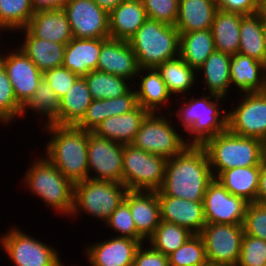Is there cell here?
<instances>
[{"label":"cell","mask_w":266,"mask_h":266,"mask_svg":"<svg viewBox=\"0 0 266 266\" xmlns=\"http://www.w3.org/2000/svg\"><path fill=\"white\" fill-rule=\"evenodd\" d=\"M213 179L205 148L202 145H188L181 153L167 159L163 185L157 195L203 202Z\"/></svg>","instance_id":"obj_1"},{"label":"cell","mask_w":266,"mask_h":266,"mask_svg":"<svg viewBox=\"0 0 266 266\" xmlns=\"http://www.w3.org/2000/svg\"><path fill=\"white\" fill-rule=\"evenodd\" d=\"M51 138L45 157L73 184L88 179V131L74 125H44Z\"/></svg>","instance_id":"obj_2"},{"label":"cell","mask_w":266,"mask_h":266,"mask_svg":"<svg viewBox=\"0 0 266 266\" xmlns=\"http://www.w3.org/2000/svg\"><path fill=\"white\" fill-rule=\"evenodd\" d=\"M202 146L207 152L214 178L225 170L260 166L265 155L264 141L236 135L229 129L209 138Z\"/></svg>","instance_id":"obj_3"},{"label":"cell","mask_w":266,"mask_h":266,"mask_svg":"<svg viewBox=\"0 0 266 266\" xmlns=\"http://www.w3.org/2000/svg\"><path fill=\"white\" fill-rule=\"evenodd\" d=\"M192 97L189 99L185 97L186 100L183 102L185 105L175 110L176 117L181 121L184 131L186 130L192 137L189 145H203L209 138L228 128V111L219 106L220 101L225 97L215 94L208 96L206 94L199 98Z\"/></svg>","instance_id":"obj_4"},{"label":"cell","mask_w":266,"mask_h":266,"mask_svg":"<svg viewBox=\"0 0 266 266\" xmlns=\"http://www.w3.org/2000/svg\"><path fill=\"white\" fill-rule=\"evenodd\" d=\"M139 68H156L179 57L180 33L175 26L147 19L128 40Z\"/></svg>","instance_id":"obj_5"},{"label":"cell","mask_w":266,"mask_h":266,"mask_svg":"<svg viewBox=\"0 0 266 266\" xmlns=\"http://www.w3.org/2000/svg\"><path fill=\"white\" fill-rule=\"evenodd\" d=\"M33 161L25 173V186L50 208L65 215L73 209L74 184L45 156Z\"/></svg>","instance_id":"obj_6"},{"label":"cell","mask_w":266,"mask_h":266,"mask_svg":"<svg viewBox=\"0 0 266 266\" xmlns=\"http://www.w3.org/2000/svg\"><path fill=\"white\" fill-rule=\"evenodd\" d=\"M128 188L123 183L86 179L74 184L71 216L82 213L105 222L124 201ZM90 214V215H89Z\"/></svg>","instance_id":"obj_7"},{"label":"cell","mask_w":266,"mask_h":266,"mask_svg":"<svg viewBox=\"0 0 266 266\" xmlns=\"http://www.w3.org/2000/svg\"><path fill=\"white\" fill-rule=\"evenodd\" d=\"M166 162L162 156L124 144L122 183L128 190L158 191L163 185Z\"/></svg>","instance_id":"obj_8"},{"label":"cell","mask_w":266,"mask_h":266,"mask_svg":"<svg viewBox=\"0 0 266 266\" xmlns=\"http://www.w3.org/2000/svg\"><path fill=\"white\" fill-rule=\"evenodd\" d=\"M171 123L165 114L149 113L131 144L166 159L178 155L189 145V139L182 138Z\"/></svg>","instance_id":"obj_9"},{"label":"cell","mask_w":266,"mask_h":266,"mask_svg":"<svg viewBox=\"0 0 266 266\" xmlns=\"http://www.w3.org/2000/svg\"><path fill=\"white\" fill-rule=\"evenodd\" d=\"M13 227L2 234L0 246L15 266H64L55 248Z\"/></svg>","instance_id":"obj_10"},{"label":"cell","mask_w":266,"mask_h":266,"mask_svg":"<svg viewBox=\"0 0 266 266\" xmlns=\"http://www.w3.org/2000/svg\"><path fill=\"white\" fill-rule=\"evenodd\" d=\"M207 262L216 266H236L244 235L242 224L206 223L200 233Z\"/></svg>","instance_id":"obj_11"},{"label":"cell","mask_w":266,"mask_h":266,"mask_svg":"<svg viewBox=\"0 0 266 266\" xmlns=\"http://www.w3.org/2000/svg\"><path fill=\"white\" fill-rule=\"evenodd\" d=\"M237 107L228 111V128L242 137L266 142V91L240 95Z\"/></svg>","instance_id":"obj_12"},{"label":"cell","mask_w":266,"mask_h":266,"mask_svg":"<svg viewBox=\"0 0 266 266\" xmlns=\"http://www.w3.org/2000/svg\"><path fill=\"white\" fill-rule=\"evenodd\" d=\"M122 170L123 144L88 131V179L122 183Z\"/></svg>","instance_id":"obj_13"},{"label":"cell","mask_w":266,"mask_h":266,"mask_svg":"<svg viewBox=\"0 0 266 266\" xmlns=\"http://www.w3.org/2000/svg\"><path fill=\"white\" fill-rule=\"evenodd\" d=\"M74 38L108 39L109 13L93 0H69L63 7Z\"/></svg>","instance_id":"obj_14"},{"label":"cell","mask_w":266,"mask_h":266,"mask_svg":"<svg viewBox=\"0 0 266 266\" xmlns=\"http://www.w3.org/2000/svg\"><path fill=\"white\" fill-rule=\"evenodd\" d=\"M248 202L232 195L215 178L209 183L203 199L206 223L243 224Z\"/></svg>","instance_id":"obj_15"},{"label":"cell","mask_w":266,"mask_h":266,"mask_svg":"<svg viewBox=\"0 0 266 266\" xmlns=\"http://www.w3.org/2000/svg\"><path fill=\"white\" fill-rule=\"evenodd\" d=\"M16 48V52H9L10 54L0 53V60L4 64L16 100L24 106L43 79V73L21 49Z\"/></svg>","instance_id":"obj_16"},{"label":"cell","mask_w":266,"mask_h":266,"mask_svg":"<svg viewBox=\"0 0 266 266\" xmlns=\"http://www.w3.org/2000/svg\"><path fill=\"white\" fill-rule=\"evenodd\" d=\"M97 71L117 75L128 80L137 78L139 66L136 55L128 41L101 39V52Z\"/></svg>","instance_id":"obj_17"},{"label":"cell","mask_w":266,"mask_h":266,"mask_svg":"<svg viewBox=\"0 0 266 266\" xmlns=\"http://www.w3.org/2000/svg\"><path fill=\"white\" fill-rule=\"evenodd\" d=\"M142 243L126 237H111L86 246L89 266H133L136 251Z\"/></svg>","instance_id":"obj_18"},{"label":"cell","mask_w":266,"mask_h":266,"mask_svg":"<svg viewBox=\"0 0 266 266\" xmlns=\"http://www.w3.org/2000/svg\"><path fill=\"white\" fill-rule=\"evenodd\" d=\"M124 202L129 206L137 233L148 240L161 222L157 191L128 190Z\"/></svg>","instance_id":"obj_19"},{"label":"cell","mask_w":266,"mask_h":266,"mask_svg":"<svg viewBox=\"0 0 266 266\" xmlns=\"http://www.w3.org/2000/svg\"><path fill=\"white\" fill-rule=\"evenodd\" d=\"M161 220L174 223L188 229L193 234H200L206 225L203 202L158 195Z\"/></svg>","instance_id":"obj_20"},{"label":"cell","mask_w":266,"mask_h":266,"mask_svg":"<svg viewBox=\"0 0 266 266\" xmlns=\"http://www.w3.org/2000/svg\"><path fill=\"white\" fill-rule=\"evenodd\" d=\"M25 29L33 37L65 45L73 38L63 9L36 11Z\"/></svg>","instance_id":"obj_21"},{"label":"cell","mask_w":266,"mask_h":266,"mask_svg":"<svg viewBox=\"0 0 266 266\" xmlns=\"http://www.w3.org/2000/svg\"><path fill=\"white\" fill-rule=\"evenodd\" d=\"M137 106L138 101L134 88H131L126 94L117 98L93 99L85 115L75 126L93 132L106 118L128 113Z\"/></svg>","instance_id":"obj_22"},{"label":"cell","mask_w":266,"mask_h":266,"mask_svg":"<svg viewBox=\"0 0 266 266\" xmlns=\"http://www.w3.org/2000/svg\"><path fill=\"white\" fill-rule=\"evenodd\" d=\"M231 85H235L239 93L266 91V68L264 63L247 55L236 53L230 61Z\"/></svg>","instance_id":"obj_23"},{"label":"cell","mask_w":266,"mask_h":266,"mask_svg":"<svg viewBox=\"0 0 266 266\" xmlns=\"http://www.w3.org/2000/svg\"><path fill=\"white\" fill-rule=\"evenodd\" d=\"M149 112L138 105L134 110L103 120L93 131L97 136L121 144H131Z\"/></svg>","instance_id":"obj_24"},{"label":"cell","mask_w":266,"mask_h":266,"mask_svg":"<svg viewBox=\"0 0 266 266\" xmlns=\"http://www.w3.org/2000/svg\"><path fill=\"white\" fill-rule=\"evenodd\" d=\"M147 19L141 0H125L109 13L110 38L128 41Z\"/></svg>","instance_id":"obj_25"},{"label":"cell","mask_w":266,"mask_h":266,"mask_svg":"<svg viewBox=\"0 0 266 266\" xmlns=\"http://www.w3.org/2000/svg\"><path fill=\"white\" fill-rule=\"evenodd\" d=\"M101 52V39L72 38L65 48L62 66L78 76L96 70Z\"/></svg>","instance_id":"obj_26"},{"label":"cell","mask_w":266,"mask_h":266,"mask_svg":"<svg viewBox=\"0 0 266 266\" xmlns=\"http://www.w3.org/2000/svg\"><path fill=\"white\" fill-rule=\"evenodd\" d=\"M238 53L265 64L266 16L261 11L251 15H241Z\"/></svg>","instance_id":"obj_27"},{"label":"cell","mask_w":266,"mask_h":266,"mask_svg":"<svg viewBox=\"0 0 266 266\" xmlns=\"http://www.w3.org/2000/svg\"><path fill=\"white\" fill-rule=\"evenodd\" d=\"M216 0H179L178 18L175 27L179 32H194L211 29Z\"/></svg>","instance_id":"obj_28"},{"label":"cell","mask_w":266,"mask_h":266,"mask_svg":"<svg viewBox=\"0 0 266 266\" xmlns=\"http://www.w3.org/2000/svg\"><path fill=\"white\" fill-rule=\"evenodd\" d=\"M24 33V42L20 48L44 73L63 64L65 44L50 42L48 40L33 37L26 29L18 30Z\"/></svg>","instance_id":"obj_29"},{"label":"cell","mask_w":266,"mask_h":266,"mask_svg":"<svg viewBox=\"0 0 266 266\" xmlns=\"http://www.w3.org/2000/svg\"><path fill=\"white\" fill-rule=\"evenodd\" d=\"M138 76L141 77L138 79L141 80L139 90L135 89L138 105L149 113H161L163 106L172 98L159 72L156 68H139Z\"/></svg>","instance_id":"obj_30"},{"label":"cell","mask_w":266,"mask_h":266,"mask_svg":"<svg viewBox=\"0 0 266 266\" xmlns=\"http://www.w3.org/2000/svg\"><path fill=\"white\" fill-rule=\"evenodd\" d=\"M231 55L221 51H213L206 61L197 69L202 71L204 89L208 94L226 97L231 87L230 79Z\"/></svg>","instance_id":"obj_31"},{"label":"cell","mask_w":266,"mask_h":266,"mask_svg":"<svg viewBox=\"0 0 266 266\" xmlns=\"http://www.w3.org/2000/svg\"><path fill=\"white\" fill-rule=\"evenodd\" d=\"M93 101L84 77L79 76L69 91L60 99L59 118L55 125H76Z\"/></svg>","instance_id":"obj_32"},{"label":"cell","mask_w":266,"mask_h":266,"mask_svg":"<svg viewBox=\"0 0 266 266\" xmlns=\"http://www.w3.org/2000/svg\"><path fill=\"white\" fill-rule=\"evenodd\" d=\"M241 14L217 10L211 32L217 51L234 55L240 45Z\"/></svg>","instance_id":"obj_33"},{"label":"cell","mask_w":266,"mask_h":266,"mask_svg":"<svg viewBox=\"0 0 266 266\" xmlns=\"http://www.w3.org/2000/svg\"><path fill=\"white\" fill-rule=\"evenodd\" d=\"M260 166L238 167L221 172L218 180L232 195L256 202Z\"/></svg>","instance_id":"obj_34"},{"label":"cell","mask_w":266,"mask_h":266,"mask_svg":"<svg viewBox=\"0 0 266 266\" xmlns=\"http://www.w3.org/2000/svg\"><path fill=\"white\" fill-rule=\"evenodd\" d=\"M179 33V56L197 70L216 50L211 29Z\"/></svg>","instance_id":"obj_35"},{"label":"cell","mask_w":266,"mask_h":266,"mask_svg":"<svg viewBox=\"0 0 266 266\" xmlns=\"http://www.w3.org/2000/svg\"><path fill=\"white\" fill-rule=\"evenodd\" d=\"M159 72L162 80L165 82V85L168 89V92L175 95H183L184 93L189 96L191 87L195 85L197 70L190 67L180 56L156 67Z\"/></svg>","instance_id":"obj_36"},{"label":"cell","mask_w":266,"mask_h":266,"mask_svg":"<svg viewBox=\"0 0 266 266\" xmlns=\"http://www.w3.org/2000/svg\"><path fill=\"white\" fill-rule=\"evenodd\" d=\"M93 99L117 98L126 94L132 86L126 78L93 70L83 76Z\"/></svg>","instance_id":"obj_37"},{"label":"cell","mask_w":266,"mask_h":266,"mask_svg":"<svg viewBox=\"0 0 266 266\" xmlns=\"http://www.w3.org/2000/svg\"><path fill=\"white\" fill-rule=\"evenodd\" d=\"M29 108V109H28ZM27 110H34L35 114L47 117L44 125L53 124L60 114V98L43 78L30 100L22 108L21 116L27 114Z\"/></svg>","instance_id":"obj_38"},{"label":"cell","mask_w":266,"mask_h":266,"mask_svg":"<svg viewBox=\"0 0 266 266\" xmlns=\"http://www.w3.org/2000/svg\"><path fill=\"white\" fill-rule=\"evenodd\" d=\"M192 235L193 233L184 227L161 220L147 242L154 249L168 256L181 247Z\"/></svg>","instance_id":"obj_39"},{"label":"cell","mask_w":266,"mask_h":266,"mask_svg":"<svg viewBox=\"0 0 266 266\" xmlns=\"http://www.w3.org/2000/svg\"><path fill=\"white\" fill-rule=\"evenodd\" d=\"M34 13L31 0H0V33L25 29Z\"/></svg>","instance_id":"obj_40"},{"label":"cell","mask_w":266,"mask_h":266,"mask_svg":"<svg viewBox=\"0 0 266 266\" xmlns=\"http://www.w3.org/2000/svg\"><path fill=\"white\" fill-rule=\"evenodd\" d=\"M169 266H206L205 245L200 234H193L177 250L168 255Z\"/></svg>","instance_id":"obj_41"},{"label":"cell","mask_w":266,"mask_h":266,"mask_svg":"<svg viewBox=\"0 0 266 266\" xmlns=\"http://www.w3.org/2000/svg\"><path fill=\"white\" fill-rule=\"evenodd\" d=\"M23 106L16 100L12 84L8 78L3 62L0 60V122L10 124L21 117Z\"/></svg>","instance_id":"obj_42"},{"label":"cell","mask_w":266,"mask_h":266,"mask_svg":"<svg viewBox=\"0 0 266 266\" xmlns=\"http://www.w3.org/2000/svg\"><path fill=\"white\" fill-rule=\"evenodd\" d=\"M106 227L117 232V237H126L144 243L145 240L137 233L129 206L123 201L105 221Z\"/></svg>","instance_id":"obj_43"},{"label":"cell","mask_w":266,"mask_h":266,"mask_svg":"<svg viewBox=\"0 0 266 266\" xmlns=\"http://www.w3.org/2000/svg\"><path fill=\"white\" fill-rule=\"evenodd\" d=\"M266 264V241L251 235H243L241 251L236 266H264Z\"/></svg>","instance_id":"obj_44"},{"label":"cell","mask_w":266,"mask_h":266,"mask_svg":"<svg viewBox=\"0 0 266 266\" xmlns=\"http://www.w3.org/2000/svg\"><path fill=\"white\" fill-rule=\"evenodd\" d=\"M149 19L174 26L179 12V0H141Z\"/></svg>","instance_id":"obj_45"},{"label":"cell","mask_w":266,"mask_h":266,"mask_svg":"<svg viewBox=\"0 0 266 266\" xmlns=\"http://www.w3.org/2000/svg\"><path fill=\"white\" fill-rule=\"evenodd\" d=\"M242 225L244 234L266 241V203H249Z\"/></svg>","instance_id":"obj_46"},{"label":"cell","mask_w":266,"mask_h":266,"mask_svg":"<svg viewBox=\"0 0 266 266\" xmlns=\"http://www.w3.org/2000/svg\"><path fill=\"white\" fill-rule=\"evenodd\" d=\"M79 76L60 66L43 73V78L61 99Z\"/></svg>","instance_id":"obj_47"},{"label":"cell","mask_w":266,"mask_h":266,"mask_svg":"<svg viewBox=\"0 0 266 266\" xmlns=\"http://www.w3.org/2000/svg\"><path fill=\"white\" fill-rule=\"evenodd\" d=\"M144 243L136 251L133 266H169L168 256L154 249L152 246L143 248Z\"/></svg>","instance_id":"obj_48"},{"label":"cell","mask_w":266,"mask_h":266,"mask_svg":"<svg viewBox=\"0 0 266 266\" xmlns=\"http://www.w3.org/2000/svg\"><path fill=\"white\" fill-rule=\"evenodd\" d=\"M219 10L251 15L261 11V0H216Z\"/></svg>","instance_id":"obj_49"},{"label":"cell","mask_w":266,"mask_h":266,"mask_svg":"<svg viewBox=\"0 0 266 266\" xmlns=\"http://www.w3.org/2000/svg\"><path fill=\"white\" fill-rule=\"evenodd\" d=\"M256 202L266 203V155H264L262 163L260 164Z\"/></svg>","instance_id":"obj_50"},{"label":"cell","mask_w":266,"mask_h":266,"mask_svg":"<svg viewBox=\"0 0 266 266\" xmlns=\"http://www.w3.org/2000/svg\"><path fill=\"white\" fill-rule=\"evenodd\" d=\"M69 0H31L34 12L41 10L63 9Z\"/></svg>","instance_id":"obj_51"},{"label":"cell","mask_w":266,"mask_h":266,"mask_svg":"<svg viewBox=\"0 0 266 266\" xmlns=\"http://www.w3.org/2000/svg\"><path fill=\"white\" fill-rule=\"evenodd\" d=\"M93 1H95L101 9L110 13L120 3L124 2L125 0H93Z\"/></svg>","instance_id":"obj_52"},{"label":"cell","mask_w":266,"mask_h":266,"mask_svg":"<svg viewBox=\"0 0 266 266\" xmlns=\"http://www.w3.org/2000/svg\"><path fill=\"white\" fill-rule=\"evenodd\" d=\"M261 12L266 16V0H261Z\"/></svg>","instance_id":"obj_53"}]
</instances>
